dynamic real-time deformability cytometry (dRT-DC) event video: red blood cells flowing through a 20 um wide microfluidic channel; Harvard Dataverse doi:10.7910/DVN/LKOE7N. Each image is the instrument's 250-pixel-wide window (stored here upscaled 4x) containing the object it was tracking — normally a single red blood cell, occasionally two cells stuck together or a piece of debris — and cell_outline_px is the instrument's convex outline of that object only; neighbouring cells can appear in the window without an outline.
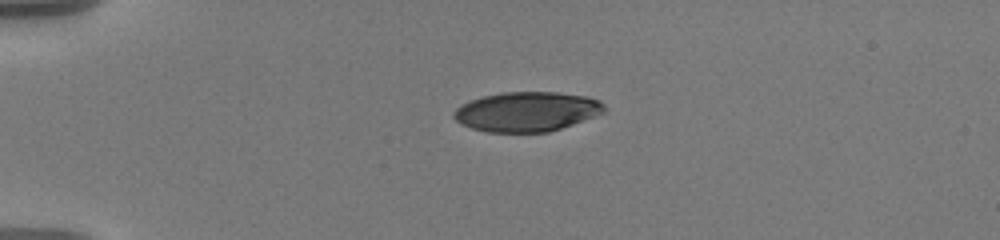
{"species": "human", "species_latin": "Homo sapiens", "temperature_condition": "warm", "stored_images_in_passage": 44, "camera_frame_rate_fps": 3000, "um_per_image_px": 0.085, "donor": {"sex": "male"}, "frame": {"image": 1, "passage_image": 1, "time_ms": 0.0, "image_size_px": [1000, 240], "cell_outline_px": [[604, 112], [596, 116], [548, 132], [488, 132], [472, 128], [460, 124], [452, 116], [452, 112], [460, 104], [468, 100], [484, 96], [504, 92], [556, 92], [588, 96], [600, 100], [604, 104]], "centroid_in_image_um": [44.75, 9.48], "position_along_channel_um": 40.2, "area_um2": 34.91}}
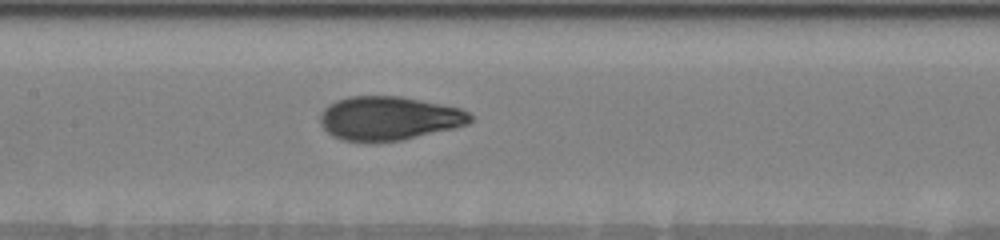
{"frame": {"image": 2, "passage_image": 16, "time_ms": 5.0, "image_size_px": [1000, 240], "cell_outline_px": [[472, 120], [468, 124], [452, 128], [400, 140], [372, 144], [344, 140], [332, 136], [320, 124], [320, 116], [324, 108], [328, 104], [336, 100], [348, 96], [400, 96], [460, 108], [468, 112], [472, 116]], "centroid_in_image_um": [33.0, 10.07], "position_along_channel_um": 174.4, "area_um2": 38.49}}
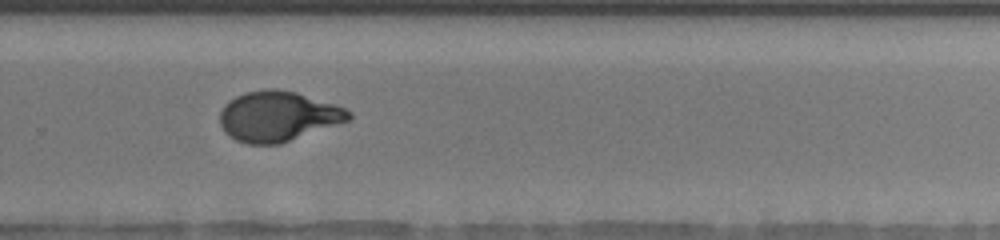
{"frame": {"image": 3, "passage_image": 27, "time_ms": 8.667, "image_size_px": [1000, 240], "cell_outline_px": [[352, 116], [348, 120], [280, 144], [248, 144], [236, 140], [228, 136], [224, 132], [220, 124], [220, 112], [224, 104], [228, 100], [244, 92], [268, 88], [276, 88], [296, 92], [344, 108], [352, 112]], "centroid_in_image_um": [23.56, 9.88], "position_along_channel_um": 306.2, "area_um2": 37.51}, "authors_computed_cell_mechanics": {"area_um2": 37.6856, "velocity_mm_per_s": 3.6092, "shape_relaxation_time_tau1_ms": 5.1729, "shape_relaxation_time_tau2_ms": null, "deformation_change_tau1": 0.2256, "deformation_change_tau2": null}}